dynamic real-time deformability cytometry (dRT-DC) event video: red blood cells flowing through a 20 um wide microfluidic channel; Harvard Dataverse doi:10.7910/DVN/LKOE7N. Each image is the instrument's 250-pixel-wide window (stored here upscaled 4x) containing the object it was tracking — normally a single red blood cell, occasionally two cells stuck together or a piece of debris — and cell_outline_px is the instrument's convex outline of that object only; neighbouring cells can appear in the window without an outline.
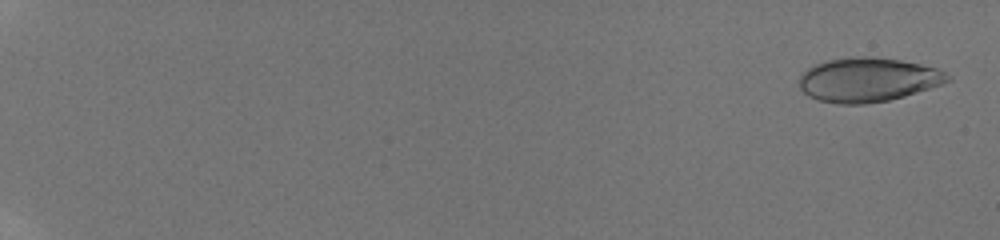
{"species": "human", "species_latin": "Homo sapiens", "temperature_condition": "room temperature", "stored_images_in_passage": 48, "camera_frame_rate_fps": 3000, "um_per_image_px": 0.085, "donor": {"sex": "male"}, "frame": {"image": 1, "passage_image": 2, "time_ms": 0.333, "image_size_px": [1000, 240], "cell_outline_px": [[952, 80], [904, 96], [888, 100], [864, 104], [840, 104], [820, 100], [808, 96], [800, 88], [800, 76], [808, 68], [824, 60], [856, 56], [872, 56], [900, 60], [920, 64], [936, 68], [952, 76]], "centroid_in_image_um": [73.77, 6.77], "position_along_channel_um": 11.2, "area_um2": 38.03}}
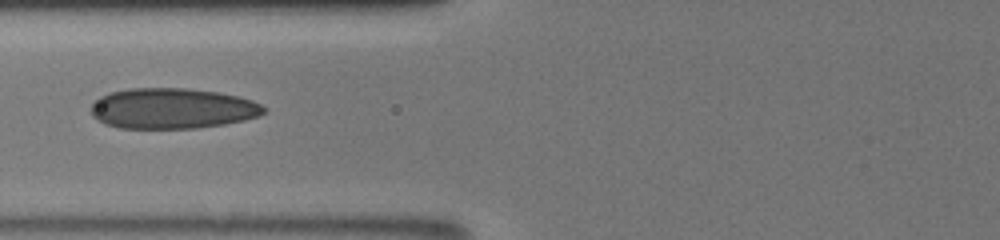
{"frame": {"image": 2, "passage_image": 20, "time_ms": 8.333, "image_size_px": [1000, 240], "cell_outline_px": [[268, 112], [260, 116], [244, 120], [224, 124], [196, 128], [120, 128], [104, 124], [92, 116], [92, 104], [100, 96], [112, 92], [128, 88], [184, 88], [216, 92], [240, 96], [252, 100], [268, 108]], "centroid_in_image_um": [14.68, 9.22], "position_along_channel_um": 111.1, "area_um2": 41.04}}
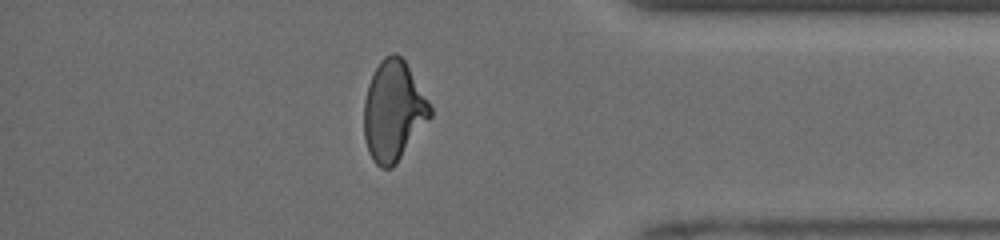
{"frame": {"image": 3, "passage_image": 41, "time_ms": 15.667, "image_size_px": [1000, 240], "cell_outline_px": [[432, 116], [396, 164], [392, 168], [380, 168], [372, 160], [368, 152], [364, 136], [364, 100], [368, 84], [380, 60], [384, 56], [392, 52], [396, 52], [404, 60], [428, 100], [432, 108]], "centroid_in_image_um": [33.43, 9.44], "position_along_channel_um": 401.8, "area_um2": 38.61}, "authors_computed_cell_mechanics": {"area_um2": 38.3214, "velocity_mm_per_s": 4.1524, "shape_relaxation_time_tau1_ms": 6.8258, "shape_relaxation_time_tau2_ms": 1.1104, "deformation_change_tau1": 0.1869, "deformation_change_tau2": 0.0691}}